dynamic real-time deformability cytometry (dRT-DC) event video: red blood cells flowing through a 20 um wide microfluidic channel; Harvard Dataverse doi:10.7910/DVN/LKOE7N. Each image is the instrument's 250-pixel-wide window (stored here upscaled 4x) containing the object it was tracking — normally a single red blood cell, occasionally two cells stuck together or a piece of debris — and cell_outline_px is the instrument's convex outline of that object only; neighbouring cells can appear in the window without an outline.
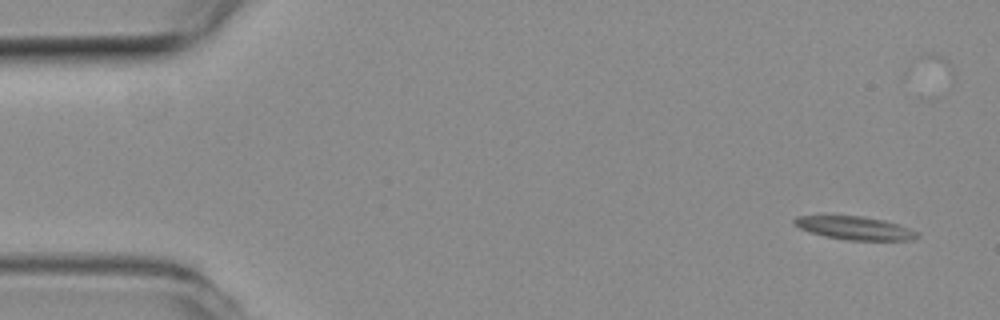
{"species": "common noctule bat (a hibernating species)", "species_latin": "Nyctalus noctula", "temperature_condition": "room temperature", "stored_images_in_passage": 54, "camera_frame_rate_fps": 3000, "um_per_image_px": 0.085, "animal": {"sex": "female", "body_mass_g": 19.3, "forearm_length_mm": 54.1}, "frame": {"image": 1, "passage_image": 1, "time_ms": 0.0, "image_size_px": [1000, 320], "cell_outline_px": [[920, 236], [912, 240], [848, 240], [824, 236], [800, 228], [792, 224], [792, 220], [796, 216], [864, 216], [884, 220], [920, 232]], "centroid_in_image_um": [72.67, 19.38], "position_along_channel_um": 12.3, "area_um2": 16.59}}
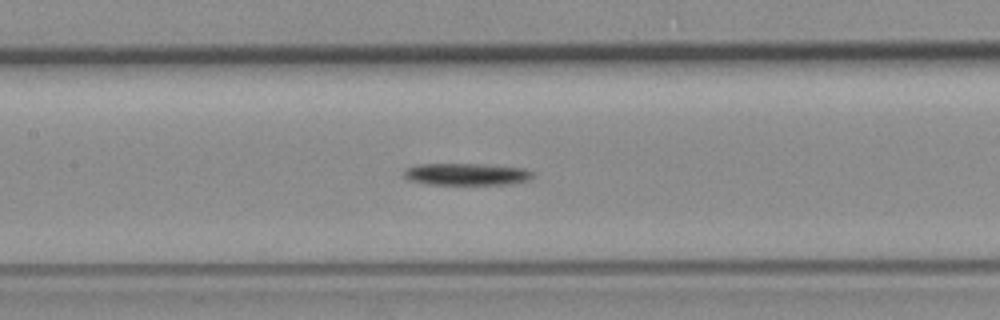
{"frame": {"image": 2, "passage_image": 23, "time_ms": 7.333, "image_size_px": [1000, 320], "cell_outline_px": [[536, 172], [528, 180], [512, 184], [424, 184], [408, 180], [400, 176], [404, 168], [416, 164], [484, 164], [524, 168]], "centroid_in_image_um": [39.58, 14.8], "position_along_channel_um": 167.8, "area_um2": 16.88}}
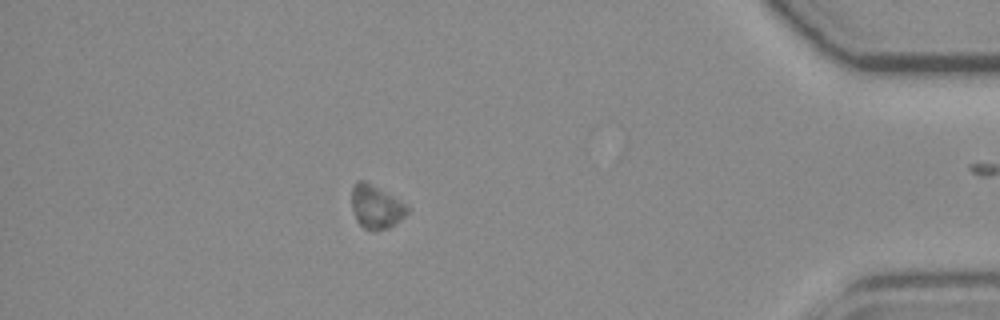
{"frame": {"image": 3, "passage_image": 46, "time_ms": 15.0, "image_size_px": [1000, 320], "cell_outline_px": [[408, 212], [396, 224], [388, 228], [376, 232], [372, 232], [364, 228], [356, 220], [352, 208], [352, 188], [356, 180], [364, 180], [408, 204]], "centroid_in_image_um": [31.97, 17.6], "position_along_channel_um": 403.2, "area_um2": 14.28}, "authors_computed_cell_mechanics": {"area_um2": 16.5886, "velocity_mm_per_s": 3.7234, "shape_relaxation_time_tau1_ms": 3.0828, "shape_relaxation_time_tau2_ms": null, "deformation_change_tau1": 0.0968, "deformation_change_tau2": null}}